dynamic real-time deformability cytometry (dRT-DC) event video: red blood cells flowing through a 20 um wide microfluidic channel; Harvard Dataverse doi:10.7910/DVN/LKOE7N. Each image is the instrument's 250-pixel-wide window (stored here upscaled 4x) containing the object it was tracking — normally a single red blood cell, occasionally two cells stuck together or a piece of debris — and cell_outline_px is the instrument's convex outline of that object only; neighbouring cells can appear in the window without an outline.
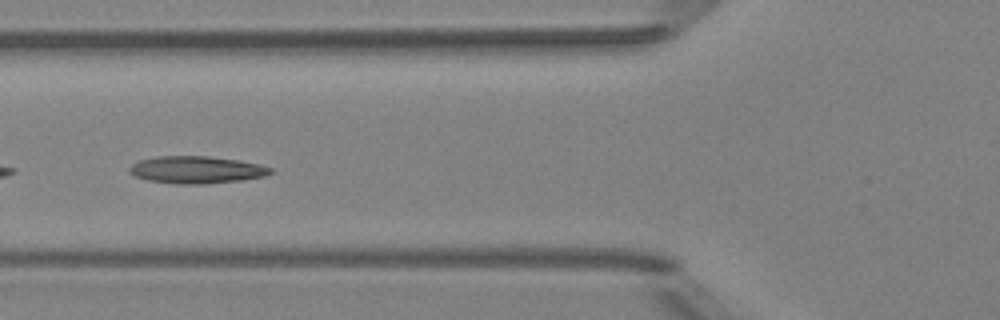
{"species": "Egyptian fruit bat (a non-hibernating species)", "species_latin": "Rousettus aegyptiacus", "temperature_condition": "room temperature", "stored_images_in_passage": 15, "camera_frame_rate_fps": 3000, "um_per_image_px": 0.085, "animal": {"sex": "female"}, "frame": {"image": 1, "passage_image": 7, "time_ms": 2.0, "image_size_px": [1000, 320], "cell_outline_px": [[264, 172], [252, 176], [220, 180], [164, 180], [144, 176], [164, 160], [224, 160], [248, 164]], "centroid_in_image_um": [17.15, 14.47], "position_along_channel_um": 108.6, "area_um2": 13.64}}
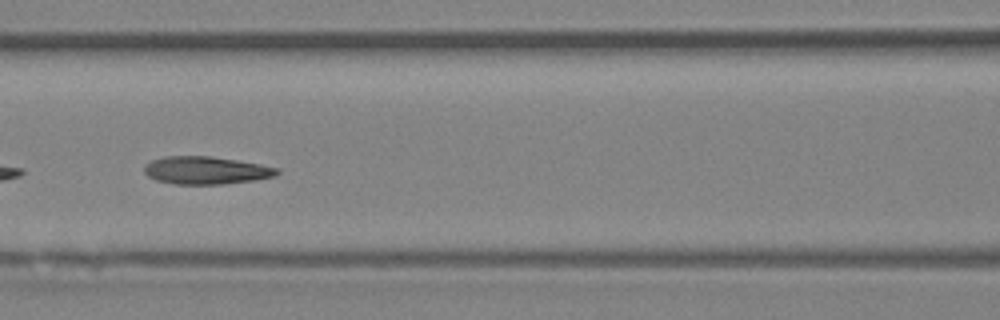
{"frame": {"image": 2, "passage_image": 10, "time_ms": 3.0, "image_size_px": [1000, 320], "cell_outline_px": [[272, 172], [264, 176], [236, 180], [172, 180], [176, 160], [224, 160], [248, 164], [264, 168]], "centroid_in_image_um": [18.35, 14.49], "position_along_channel_um": 148.3, "area_um2": 11.79}}